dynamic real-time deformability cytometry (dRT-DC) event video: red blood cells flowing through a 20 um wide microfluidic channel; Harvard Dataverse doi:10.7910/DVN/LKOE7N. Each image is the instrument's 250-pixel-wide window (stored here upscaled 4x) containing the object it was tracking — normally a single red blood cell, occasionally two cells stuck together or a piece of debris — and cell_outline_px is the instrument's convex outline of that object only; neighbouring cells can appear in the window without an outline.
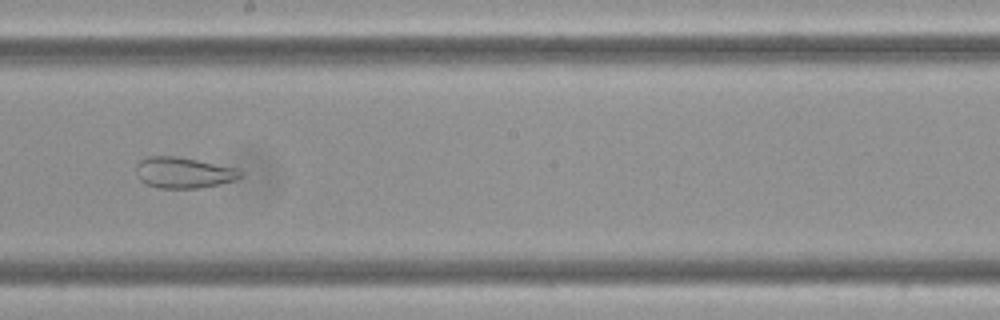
{"species": "Egyptian fruit bat (a non-hibernating species)", "species_latin": "Rousettus aegyptiacus", "temperature_condition": "cold", "stored_images_in_passage": 7, "camera_frame_rate_fps": 3000, "um_per_image_px": 0.085, "frame": {"image": 1, "passage_image": 5, "time_ms": 1.333, "image_size_px": [1000, 320], "cell_outline_px": [[244, 176], [236, 180], [220, 184], [200, 188], [156, 188], [144, 184], [136, 176], [136, 164], [140, 160], [148, 156], [176, 156], [236, 168], [244, 172]], "centroid_in_image_um": [15.59, 14.69], "position_along_channel_um": 232.6, "area_um2": 19.07}}